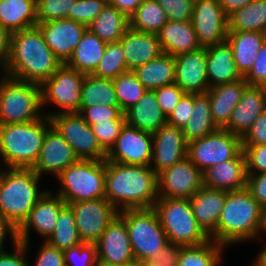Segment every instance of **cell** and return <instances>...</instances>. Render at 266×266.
Here are the masks:
<instances>
[{
    "mask_svg": "<svg viewBox=\"0 0 266 266\" xmlns=\"http://www.w3.org/2000/svg\"><path fill=\"white\" fill-rule=\"evenodd\" d=\"M158 198L157 173L150 166L106 161L105 199L119 211L153 208Z\"/></svg>",
    "mask_w": 266,
    "mask_h": 266,
    "instance_id": "6da1fadb",
    "label": "cell"
},
{
    "mask_svg": "<svg viewBox=\"0 0 266 266\" xmlns=\"http://www.w3.org/2000/svg\"><path fill=\"white\" fill-rule=\"evenodd\" d=\"M61 65L46 44L38 26L12 33L6 76L41 84Z\"/></svg>",
    "mask_w": 266,
    "mask_h": 266,
    "instance_id": "7a4b0ae2",
    "label": "cell"
},
{
    "mask_svg": "<svg viewBox=\"0 0 266 266\" xmlns=\"http://www.w3.org/2000/svg\"><path fill=\"white\" fill-rule=\"evenodd\" d=\"M261 209L247 188L226 191V200L217 227L209 235L210 239L223 247L256 239Z\"/></svg>",
    "mask_w": 266,
    "mask_h": 266,
    "instance_id": "3957f363",
    "label": "cell"
},
{
    "mask_svg": "<svg viewBox=\"0 0 266 266\" xmlns=\"http://www.w3.org/2000/svg\"><path fill=\"white\" fill-rule=\"evenodd\" d=\"M39 180L31 168H6L0 173V214L15 230L46 193L39 191Z\"/></svg>",
    "mask_w": 266,
    "mask_h": 266,
    "instance_id": "277c9868",
    "label": "cell"
},
{
    "mask_svg": "<svg viewBox=\"0 0 266 266\" xmlns=\"http://www.w3.org/2000/svg\"><path fill=\"white\" fill-rule=\"evenodd\" d=\"M51 127L47 115L37 121L0 125V158L6 168H32Z\"/></svg>",
    "mask_w": 266,
    "mask_h": 266,
    "instance_id": "5b68a950",
    "label": "cell"
},
{
    "mask_svg": "<svg viewBox=\"0 0 266 266\" xmlns=\"http://www.w3.org/2000/svg\"><path fill=\"white\" fill-rule=\"evenodd\" d=\"M106 160H84L68 166L56 178L55 192L69 203L105 198Z\"/></svg>",
    "mask_w": 266,
    "mask_h": 266,
    "instance_id": "8992f818",
    "label": "cell"
},
{
    "mask_svg": "<svg viewBox=\"0 0 266 266\" xmlns=\"http://www.w3.org/2000/svg\"><path fill=\"white\" fill-rule=\"evenodd\" d=\"M168 242L181 246L206 243L210 236L198 224L189 198H158L153 207Z\"/></svg>",
    "mask_w": 266,
    "mask_h": 266,
    "instance_id": "52a82bcc",
    "label": "cell"
},
{
    "mask_svg": "<svg viewBox=\"0 0 266 266\" xmlns=\"http://www.w3.org/2000/svg\"><path fill=\"white\" fill-rule=\"evenodd\" d=\"M41 86L5 76L0 82V125L37 121L45 116Z\"/></svg>",
    "mask_w": 266,
    "mask_h": 266,
    "instance_id": "ba28073f",
    "label": "cell"
},
{
    "mask_svg": "<svg viewBox=\"0 0 266 266\" xmlns=\"http://www.w3.org/2000/svg\"><path fill=\"white\" fill-rule=\"evenodd\" d=\"M118 215L125 221L136 262L141 263L169 243L154 208L124 209Z\"/></svg>",
    "mask_w": 266,
    "mask_h": 266,
    "instance_id": "9c48e42d",
    "label": "cell"
},
{
    "mask_svg": "<svg viewBox=\"0 0 266 266\" xmlns=\"http://www.w3.org/2000/svg\"><path fill=\"white\" fill-rule=\"evenodd\" d=\"M54 129L66 140L79 159L106 160L107 152L99 144L92 127L78 112H48Z\"/></svg>",
    "mask_w": 266,
    "mask_h": 266,
    "instance_id": "30bf717a",
    "label": "cell"
},
{
    "mask_svg": "<svg viewBox=\"0 0 266 266\" xmlns=\"http://www.w3.org/2000/svg\"><path fill=\"white\" fill-rule=\"evenodd\" d=\"M242 151V140L225 129H218L188 144L187 156L202 172L209 167L233 160Z\"/></svg>",
    "mask_w": 266,
    "mask_h": 266,
    "instance_id": "8fae6325",
    "label": "cell"
},
{
    "mask_svg": "<svg viewBox=\"0 0 266 266\" xmlns=\"http://www.w3.org/2000/svg\"><path fill=\"white\" fill-rule=\"evenodd\" d=\"M84 78V73L62 64L50 78L40 84L42 107L52 103L62 109L60 112H77Z\"/></svg>",
    "mask_w": 266,
    "mask_h": 266,
    "instance_id": "7c38bea8",
    "label": "cell"
},
{
    "mask_svg": "<svg viewBox=\"0 0 266 266\" xmlns=\"http://www.w3.org/2000/svg\"><path fill=\"white\" fill-rule=\"evenodd\" d=\"M83 243H96L119 210L105 198L68 204Z\"/></svg>",
    "mask_w": 266,
    "mask_h": 266,
    "instance_id": "4fadbf2b",
    "label": "cell"
},
{
    "mask_svg": "<svg viewBox=\"0 0 266 266\" xmlns=\"http://www.w3.org/2000/svg\"><path fill=\"white\" fill-rule=\"evenodd\" d=\"M159 198H191L204 186L203 172L188 156L157 174Z\"/></svg>",
    "mask_w": 266,
    "mask_h": 266,
    "instance_id": "5bb4252c",
    "label": "cell"
},
{
    "mask_svg": "<svg viewBox=\"0 0 266 266\" xmlns=\"http://www.w3.org/2000/svg\"><path fill=\"white\" fill-rule=\"evenodd\" d=\"M152 151L153 134L126 123L115 145L107 153L106 161L124 165L150 166Z\"/></svg>",
    "mask_w": 266,
    "mask_h": 266,
    "instance_id": "9a60e30c",
    "label": "cell"
},
{
    "mask_svg": "<svg viewBox=\"0 0 266 266\" xmlns=\"http://www.w3.org/2000/svg\"><path fill=\"white\" fill-rule=\"evenodd\" d=\"M191 22L201 47L226 41L228 16L218 0H195Z\"/></svg>",
    "mask_w": 266,
    "mask_h": 266,
    "instance_id": "2e32d148",
    "label": "cell"
},
{
    "mask_svg": "<svg viewBox=\"0 0 266 266\" xmlns=\"http://www.w3.org/2000/svg\"><path fill=\"white\" fill-rule=\"evenodd\" d=\"M66 202L59 196L47 190L31 209L29 216L16 230V239L20 243H29L30 229L46 241L57 226L60 211L66 206Z\"/></svg>",
    "mask_w": 266,
    "mask_h": 266,
    "instance_id": "e0dca14e",
    "label": "cell"
},
{
    "mask_svg": "<svg viewBox=\"0 0 266 266\" xmlns=\"http://www.w3.org/2000/svg\"><path fill=\"white\" fill-rule=\"evenodd\" d=\"M98 264L124 266L135 261L125 221L117 215L96 242Z\"/></svg>",
    "mask_w": 266,
    "mask_h": 266,
    "instance_id": "ac0fdd59",
    "label": "cell"
},
{
    "mask_svg": "<svg viewBox=\"0 0 266 266\" xmlns=\"http://www.w3.org/2000/svg\"><path fill=\"white\" fill-rule=\"evenodd\" d=\"M37 26L46 44L62 64L69 61L74 49L88 29L85 24L67 18L38 22Z\"/></svg>",
    "mask_w": 266,
    "mask_h": 266,
    "instance_id": "d6986e66",
    "label": "cell"
},
{
    "mask_svg": "<svg viewBox=\"0 0 266 266\" xmlns=\"http://www.w3.org/2000/svg\"><path fill=\"white\" fill-rule=\"evenodd\" d=\"M188 144L181 128L163 125L153 133V151L150 167L158 174L187 156Z\"/></svg>",
    "mask_w": 266,
    "mask_h": 266,
    "instance_id": "ffe728a7",
    "label": "cell"
},
{
    "mask_svg": "<svg viewBox=\"0 0 266 266\" xmlns=\"http://www.w3.org/2000/svg\"><path fill=\"white\" fill-rule=\"evenodd\" d=\"M78 160L74 150L52 126L46 132L39 157L31 169L40 177L45 173L57 177Z\"/></svg>",
    "mask_w": 266,
    "mask_h": 266,
    "instance_id": "44dd1931",
    "label": "cell"
},
{
    "mask_svg": "<svg viewBox=\"0 0 266 266\" xmlns=\"http://www.w3.org/2000/svg\"><path fill=\"white\" fill-rule=\"evenodd\" d=\"M175 83L188 94H203L209 90L206 48L174 57Z\"/></svg>",
    "mask_w": 266,
    "mask_h": 266,
    "instance_id": "7402d4cb",
    "label": "cell"
},
{
    "mask_svg": "<svg viewBox=\"0 0 266 266\" xmlns=\"http://www.w3.org/2000/svg\"><path fill=\"white\" fill-rule=\"evenodd\" d=\"M265 109L266 87L248 85L224 129L242 138Z\"/></svg>",
    "mask_w": 266,
    "mask_h": 266,
    "instance_id": "603a6c76",
    "label": "cell"
},
{
    "mask_svg": "<svg viewBox=\"0 0 266 266\" xmlns=\"http://www.w3.org/2000/svg\"><path fill=\"white\" fill-rule=\"evenodd\" d=\"M119 43L124 51L128 71H133L163 53L158 34L136 31L130 27L121 37Z\"/></svg>",
    "mask_w": 266,
    "mask_h": 266,
    "instance_id": "cb8c5ba5",
    "label": "cell"
},
{
    "mask_svg": "<svg viewBox=\"0 0 266 266\" xmlns=\"http://www.w3.org/2000/svg\"><path fill=\"white\" fill-rule=\"evenodd\" d=\"M204 186L227 192L246 188L247 166L243 150L233 159L209 167L203 172Z\"/></svg>",
    "mask_w": 266,
    "mask_h": 266,
    "instance_id": "d4e9b609",
    "label": "cell"
},
{
    "mask_svg": "<svg viewBox=\"0 0 266 266\" xmlns=\"http://www.w3.org/2000/svg\"><path fill=\"white\" fill-rule=\"evenodd\" d=\"M206 60L209 88L244 78L236 67L233 49L227 40L223 43L207 46Z\"/></svg>",
    "mask_w": 266,
    "mask_h": 266,
    "instance_id": "484cf974",
    "label": "cell"
},
{
    "mask_svg": "<svg viewBox=\"0 0 266 266\" xmlns=\"http://www.w3.org/2000/svg\"><path fill=\"white\" fill-rule=\"evenodd\" d=\"M248 85L243 78L209 88L206 92L210 100L211 116L218 129H224L228 125L231 113Z\"/></svg>",
    "mask_w": 266,
    "mask_h": 266,
    "instance_id": "4316f807",
    "label": "cell"
},
{
    "mask_svg": "<svg viewBox=\"0 0 266 266\" xmlns=\"http://www.w3.org/2000/svg\"><path fill=\"white\" fill-rule=\"evenodd\" d=\"M161 49L164 53L177 56L201 48L196 31L190 21L168 20L158 33Z\"/></svg>",
    "mask_w": 266,
    "mask_h": 266,
    "instance_id": "83f0119b",
    "label": "cell"
},
{
    "mask_svg": "<svg viewBox=\"0 0 266 266\" xmlns=\"http://www.w3.org/2000/svg\"><path fill=\"white\" fill-rule=\"evenodd\" d=\"M226 191L203 186L189 201L198 224L210 235L217 227Z\"/></svg>",
    "mask_w": 266,
    "mask_h": 266,
    "instance_id": "f1b7e54d",
    "label": "cell"
},
{
    "mask_svg": "<svg viewBox=\"0 0 266 266\" xmlns=\"http://www.w3.org/2000/svg\"><path fill=\"white\" fill-rule=\"evenodd\" d=\"M124 114L128 125L152 134L167 123V118L157 103L155 91L151 90H147Z\"/></svg>",
    "mask_w": 266,
    "mask_h": 266,
    "instance_id": "f546056e",
    "label": "cell"
},
{
    "mask_svg": "<svg viewBox=\"0 0 266 266\" xmlns=\"http://www.w3.org/2000/svg\"><path fill=\"white\" fill-rule=\"evenodd\" d=\"M228 43L233 49L234 62L244 77L252 68L257 53L266 41V33L254 31H229Z\"/></svg>",
    "mask_w": 266,
    "mask_h": 266,
    "instance_id": "4dcf8cb0",
    "label": "cell"
},
{
    "mask_svg": "<svg viewBox=\"0 0 266 266\" xmlns=\"http://www.w3.org/2000/svg\"><path fill=\"white\" fill-rule=\"evenodd\" d=\"M37 23L36 0H0V25L11 33Z\"/></svg>",
    "mask_w": 266,
    "mask_h": 266,
    "instance_id": "1f68e13d",
    "label": "cell"
},
{
    "mask_svg": "<svg viewBox=\"0 0 266 266\" xmlns=\"http://www.w3.org/2000/svg\"><path fill=\"white\" fill-rule=\"evenodd\" d=\"M133 72L147 90L154 91L173 84L175 83L174 56L163 52L159 57L135 68Z\"/></svg>",
    "mask_w": 266,
    "mask_h": 266,
    "instance_id": "d6a6232c",
    "label": "cell"
},
{
    "mask_svg": "<svg viewBox=\"0 0 266 266\" xmlns=\"http://www.w3.org/2000/svg\"><path fill=\"white\" fill-rule=\"evenodd\" d=\"M107 43L87 29L66 63L70 68L84 74H92L104 55Z\"/></svg>",
    "mask_w": 266,
    "mask_h": 266,
    "instance_id": "836d02e7",
    "label": "cell"
},
{
    "mask_svg": "<svg viewBox=\"0 0 266 266\" xmlns=\"http://www.w3.org/2000/svg\"><path fill=\"white\" fill-rule=\"evenodd\" d=\"M129 28V18L116 7L106 4L88 29L105 43L119 42Z\"/></svg>",
    "mask_w": 266,
    "mask_h": 266,
    "instance_id": "e575fe53",
    "label": "cell"
},
{
    "mask_svg": "<svg viewBox=\"0 0 266 266\" xmlns=\"http://www.w3.org/2000/svg\"><path fill=\"white\" fill-rule=\"evenodd\" d=\"M210 108V100L207 93L193 94L192 117L182 129L187 144L218 130L212 119Z\"/></svg>",
    "mask_w": 266,
    "mask_h": 266,
    "instance_id": "d590c367",
    "label": "cell"
},
{
    "mask_svg": "<svg viewBox=\"0 0 266 266\" xmlns=\"http://www.w3.org/2000/svg\"><path fill=\"white\" fill-rule=\"evenodd\" d=\"M96 104L119 106L115 86L110 79L97 77L93 74H85L80 108L77 112L81 113L85 108Z\"/></svg>",
    "mask_w": 266,
    "mask_h": 266,
    "instance_id": "8d00e7d4",
    "label": "cell"
},
{
    "mask_svg": "<svg viewBox=\"0 0 266 266\" xmlns=\"http://www.w3.org/2000/svg\"><path fill=\"white\" fill-rule=\"evenodd\" d=\"M228 31L266 33V0H254L229 15Z\"/></svg>",
    "mask_w": 266,
    "mask_h": 266,
    "instance_id": "74e56055",
    "label": "cell"
},
{
    "mask_svg": "<svg viewBox=\"0 0 266 266\" xmlns=\"http://www.w3.org/2000/svg\"><path fill=\"white\" fill-rule=\"evenodd\" d=\"M167 21L157 0H144L129 17V27L136 31L158 34Z\"/></svg>",
    "mask_w": 266,
    "mask_h": 266,
    "instance_id": "f35d334b",
    "label": "cell"
},
{
    "mask_svg": "<svg viewBox=\"0 0 266 266\" xmlns=\"http://www.w3.org/2000/svg\"><path fill=\"white\" fill-rule=\"evenodd\" d=\"M225 247L209 240L195 246H182L177 266H219Z\"/></svg>",
    "mask_w": 266,
    "mask_h": 266,
    "instance_id": "ab89813d",
    "label": "cell"
},
{
    "mask_svg": "<svg viewBox=\"0 0 266 266\" xmlns=\"http://www.w3.org/2000/svg\"><path fill=\"white\" fill-rule=\"evenodd\" d=\"M46 241L62 251L83 243L76 227L73 211L69 205H66L60 211L57 226Z\"/></svg>",
    "mask_w": 266,
    "mask_h": 266,
    "instance_id": "60d3db41",
    "label": "cell"
},
{
    "mask_svg": "<svg viewBox=\"0 0 266 266\" xmlns=\"http://www.w3.org/2000/svg\"><path fill=\"white\" fill-rule=\"evenodd\" d=\"M112 81L115 86L120 109L123 113L137 103L147 91L133 71H127Z\"/></svg>",
    "mask_w": 266,
    "mask_h": 266,
    "instance_id": "b9f144b4",
    "label": "cell"
},
{
    "mask_svg": "<svg viewBox=\"0 0 266 266\" xmlns=\"http://www.w3.org/2000/svg\"><path fill=\"white\" fill-rule=\"evenodd\" d=\"M127 71L123 48L119 42H115L107 43L104 55L92 74L113 80Z\"/></svg>",
    "mask_w": 266,
    "mask_h": 266,
    "instance_id": "7bdbcfd3",
    "label": "cell"
},
{
    "mask_svg": "<svg viewBox=\"0 0 266 266\" xmlns=\"http://www.w3.org/2000/svg\"><path fill=\"white\" fill-rule=\"evenodd\" d=\"M75 2L76 0H36L38 22L68 19L69 12Z\"/></svg>",
    "mask_w": 266,
    "mask_h": 266,
    "instance_id": "ee69618b",
    "label": "cell"
},
{
    "mask_svg": "<svg viewBox=\"0 0 266 266\" xmlns=\"http://www.w3.org/2000/svg\"><path fill=\"white\" fill-rule=\"evenodd\" d=\"M126 124L125 114L119 120L100 122L92 125V130L101 147L108 153L115 145L117 137Z\"/></svg>",
    "mask_w": 266,
    "mask_h": 266,
    "instance_id": "f6af8a7d",
    "label": "cell"
},
{
    "mask_svg": "<svg viewBox=\"0 0 266 266\" xmlns=\"http://www.w3.org/2000/svg\"><path fill=\"white\" fill-rule=\"evenodd\" d=\"M66 266H98L96 243H81L64 251Z\"/></svg>",
    "mask_w": 266,
    "mask_h": 266,
    "instance_id": "bcb514c9",
    "label": "cell"
},
{
    "mask_svg": "<svg viewBox=\"0 0 266 266\" xmlns=\"http://www.w3.org/2000/svg\"><path fill=\"white\" fill-rule=\"evenodd\" d=\"M107 4V0H76L68 19L85 24L87 27Z\"/></svg>",
    "mask_w": 266,
    "mask_h": 266,
    "instance_id": "7dc6e473",
    "label": "cell"
},
{
    "mask_svg": "<svg viewBox=\"0 0 266 266\" xmlns=\"http://www.w3.org/2000/svg\"><path fill=\"white\" fill-rule=\"evenodd\" d=\"M80 114L90 126L100 122L119 120L124 115L120 106H108L104 104L87 107Z\"/></svg>",
    "mask_w": 266,
    "mask_h": 266,
    "instance_id": "c3c4849f",
    "label": "cell"
},
{
    "mask_svg": "<svg viewBox=\"0 0 266 266\" xmlns=\"http://www.w3.org/2000/svg\"><path fill=\"white\" fill-rule=\"evenodd\" d=\"M170 21H190L195 0H157Z\"/></svg>",
    "mask_w": 266,
    "mask_h": 266,
    "instance_id": "681fc988",
    "label": "cell"
},
{
    "mask_svg": "<svg viewBox=\"0 0 266 266\" xmlns=\"http://www.w3.org/2000/svg\"><path fill=\"white\" fill-rule=\"evenodd\" d=\"M155 91L157 103L166 118L171 114L181 98L186 94L176 83L157 88Z\"/></svg>",
    "mask_w": 266,
    "mask_h": 266,
    "instance_id": "f907efd6",
    "label": "cell"
},
{
    "mask_svg": "<svg viewBox=\"0 0 266 266\" xmlns=\"http://www.w3.org/2000/svg\"><path fill=\"white\" fill-rule=\"evenodd\" d=\"M181 245L167 243L160 252L151 254L141 262L142 266H177Z\"/></svg>",
    "mask_w": 266,
    "mask_h": 266,
    "instance_id": "816d5d0a",
    "label": "cell"
},
{
    "mask_svg": "<svg viewBox=\"0 0 266 266\" xmlns=\"http://www.w3.org/2000/svg\"><path fill=\"white\" fill-rule=\"evenodd\" d=\"M247 174L266 173V145L242 146Z\"/></svg>",
    "mask_w": 266,
    "mask_h": 266,
    "instance_id": "f5cc1de1",
    "label": "cell"
},
{
    "mask_svg": "<svg viewBox=\"0 0 266 266\" xmlns=\"http://www.w3.org/2000/svg\"><path fill=\"white\" fill-rule=\"evenodd\" d=\"M193 94L186 93L167 117V124L183 129L192 117Z\"/></svg>",
    "mask_w": 266,
    "mask_h": 266,
    "instance_id": "db71d44e",
    "label": "cell"
},
{
    "mask_svg": "<svg viewBox=\"0 0 266 266\" xmlns=\"http://www.w3.org/2000/svg\"><path fill=\"white\" fill-rule=\"evenodd\" d=\"M244 80L252 86L266 87V41L257 53L252 68L244 76Z\"/></svg>",
    "mask_w": 266,
    "mask_h": 266,
    "instance_id": "11a10c76",
    "label": "cell"
},
{
    "mask_svg": "<svg viewBox=\"0 0 266 266\" xmlns=\"http://www.w3.org/2000/svg\"><path fill=\"white\" fill-rule=\"evenodd\" d=\"M32 266H66L64 251L44 241ZM31 266V265H30Z\"/></svg>",
    "mask_w": 266,
    "mask_h": 266,
    "instance_id": "9f6ffc18",
    "label": "cell"
},
{
    "mask_svg": "<svg viewBox=\"0 0 266 266\" xmlns=\"http://www.w3.org/2000/svg\"><path fill=\"white\" fill-rule=\"evenodd\" d=\"M242 146L266 145V109L241 138Z\"/></svg>",
    "mask_w": 266,
    "mask_h": 266,
    "instance_id": "6f0895ef",
    "label": "cell"
},
{
    "mask_svg": "<svg viewBox=\"0 0 266 266\" xmlns=\"http://www.w3.org/2000/svg\"><path fill=\"white\" fill-rule=\"evenodd\" d=\"M13 253L5 250L0 251V266H30L25 257L29 243H13Z\"/></svg>",
    "mask_w": 266,
    "mask_h": 266,
    "instance_id": "680465c9",
    "label": "cell"
},
{
    "mask_svg": "<svg viewBox=\"0 0 266 266\" xmlns=\"http://www.w3.org/2000/svg\"><path fill=\"white\" fill-rule=\"evenodd\" d=\"M247 186L251 195L261 207L266 206V173L247 174Z\"/></svg>",
    "mask_w": 266,
    "mask_h": 266,
    "instance_id": "91938a15",
    "label": "cell"
},
{
    "mask_svg": "<svg viewBox=\"0 0 266 266\" xmlns=\"http://www.w3.org/2000/svg\"><path fill=\"white\" fill-rule=\"evenodd\" d=\"M12 33L0 25V67L5 74L11 46Z\"/></svg>",
    "mask_w": 266,
    "mask_h": 266,
    "instance_id": "94428289",
    "label": "cell"
},
{
    "mask_svg": "<svg viewBox=\"0 0 266 266\" xmlns=\"http://www.w3.org/2000/svg\"><path fill=\"white\" fill-rule=\"evenodd\" d=\"M143 1L144 0H107V4L116 7L129 18Z\"/></svg>",
    "mask_w": 266,
    "mask_h": 266,
    "instance_id": "6125c7cd",
    "label": "cell"
},
{
    "mask_svg": "<svg viewBox=\"0 0 266 266\" xmlns=\"http://www.w3.org/2000/svg\"><path fill=\"white\" fill-rule=\"evenodd\" d=\"M222 9L227 16L231 15L236 10H239L254 0H218Z\"/></svg>",
    "mask_w": 266,
    "mask_h": 266,
    "instance_id": "be15d7a7",
    "label": "cell"
},
{
    "mask_svg": "<svg viewBox=\"0 0 266 266\" xmlns=\"http://www.w3.org/2000/svg\"><path fill=\"white\" fill-rule=\"evenodd\" d=\"M6 234L12 239V243L17 241L16 230L3 218L0 214V251L4 250V240L6 239Z\"/></svg>",
    "mask_w": 266,
    "mask_h": 266,
    "instance_id": "e7e4bbea",
    "label": "cell"
},
{
    "mask_svg": "<svg viewBox=\"0 0 266 266\" xmlns=\"http://www.w3.org/2000/svg\"><path fill=\"white\" fill-rule=\"evenodd\" d=\"M253 266H266V245L264 249L261 250L260 253H258L257 258L254 260Z\"/></svg>",
    "mask_w": 266,
    "mask_h": 266,
    "instance_id": "03108f58",
    "label": "cell"
},
{
    "mask_svg": "<svg viewBox=\"0 0 266 266\" xmlns=\"http://www.w3.org/2000/svg\"><path fill=\"white\" fill-rule=\"evenodd\" d=\"M266 233V206L261 209V221L257 237Z\"/></svg>",
    "mask_w": 266,
    "mask_h": 266,
    "instance_id": "003e7915",
    "label": "cell"
},
{
    "mask_svg": "<svg viewBox=\"0 0 266 266\" xmlns=\"http://www.w3.org/2000/svg\"><path fill=\"white\" fill-rule=\"evenodd\" d=\"M98 266H106V265L98 264ZM124 266H142V264L139 263V262H133V263H131V264L124 265Z\"/></svg>",
    "mask_w": 266,
    "mask_h": 266,
    "instance_id": "a7ac6f4b",
    "label": "cell"
},
{
    "mask_svg": "<svg viewBox=\"0 0 266 266\" xmlns=\"http://www.w3.org/2000/svg\"><path fill=\"white\" fill-rule=\"evenodd\" d=\"M5 76H6V75L2 74V76L0 77V78H2V79H0V82L3 80V78H4Z\"/></svg>",
    "mask_w": 266,
    "mask_h": 266,
    "instance_id": "89a4df30",
    "label": "cell"
}]
</instances>
